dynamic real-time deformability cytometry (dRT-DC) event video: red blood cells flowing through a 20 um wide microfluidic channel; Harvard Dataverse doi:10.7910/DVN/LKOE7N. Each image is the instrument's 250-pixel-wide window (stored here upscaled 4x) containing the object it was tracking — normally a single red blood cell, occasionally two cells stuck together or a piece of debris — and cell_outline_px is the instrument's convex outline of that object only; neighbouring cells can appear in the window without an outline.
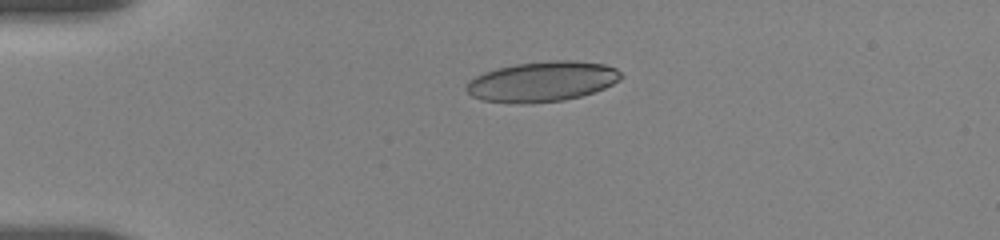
{"species": "human", "species_latin": "Homo sapiens", "temperature_condition": "room temperature", "stored_images_in_passage": 5, "camera_frame_rate_fps": 3000, "um_per_image_px": 0.085, "donor": {"sex": "female"}, "frame": {"image": 1, "passage_image": 4, "time_ms": 3.667, "image_size_px": [1000, 240], "cell_outline_px": [[624, 76], [620, 80], [604, 88], [580, 96], [564, 100], [524, 104], [520, 104], [484, 100], [472, 96], [464, 88], [468, 80], [484, 72], [496, 68], [516, 64], [552, 60], [576, 60], [604, 64], [616, 68]], "centroid_in_image_um": [46.08, 6.92], "position_along_channel_um": 38.9, "area_um2": 36.3}}